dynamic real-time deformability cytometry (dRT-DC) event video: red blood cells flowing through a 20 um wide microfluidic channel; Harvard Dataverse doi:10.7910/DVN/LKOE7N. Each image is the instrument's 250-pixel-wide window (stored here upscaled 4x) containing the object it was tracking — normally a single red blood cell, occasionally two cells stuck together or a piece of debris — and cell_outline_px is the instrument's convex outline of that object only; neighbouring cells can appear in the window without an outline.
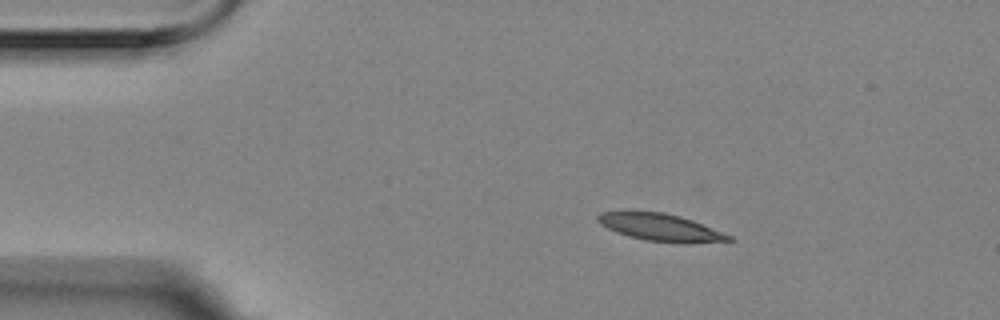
{"species": "Egyptian fruit bat (a non-hibernating species)", "species_latin": "Rousettus aegyptiacus", "temperature_condition": "room temperature", "stored_images_in_passage": 4, "camera_frame_rate_fps": 3000, "um_per_image_px": 0.085, "animal": {"sex": "female"}, "frame": {"image": 1, "passage_image": 1, "time_ms": 0.0, "image_size_px": [1000, 320], "cell_outline_px": [[736, 240], [688, 244], [684, 244], [648, 240], [628, 236], [616, 232], [600, 224], [596, 220], [596, 216], [600, 212], [664, 212], [680, 216], [692, 220], [732, 236]], "centroid_in_image_um": [56.17, 19.34], "position_along_channel_um": 28.8, "area_um2": 20.75}}
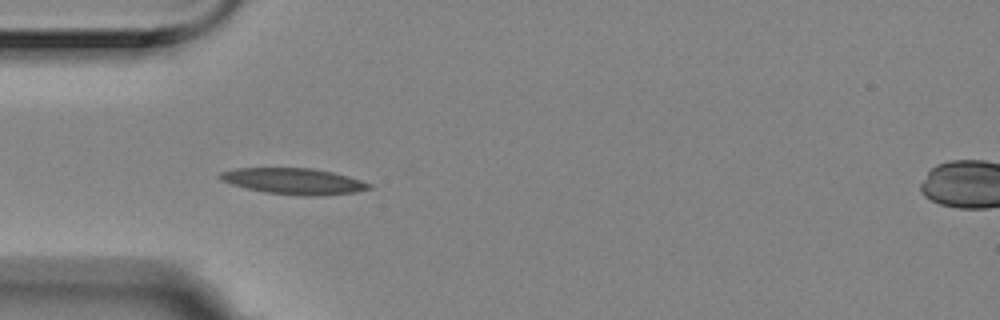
{"frame": {"image": 2, "passage_image": 3, "time_ms": 0.667, "image_size_px": [1000, 320], "cell_outline_px": [[372, 188], [356, 192], [324, 196], [300, 196], [264, 192], [232, 184], [220, 180], [216, 176], [220, 172], [236, 168], [312, 168], [332, 172], [348, 176], [372, 184]], "centroid_in_image_um": [24.98, 15.41], "position_along_channel_um": 60.0, "area_um2": 22.83}}
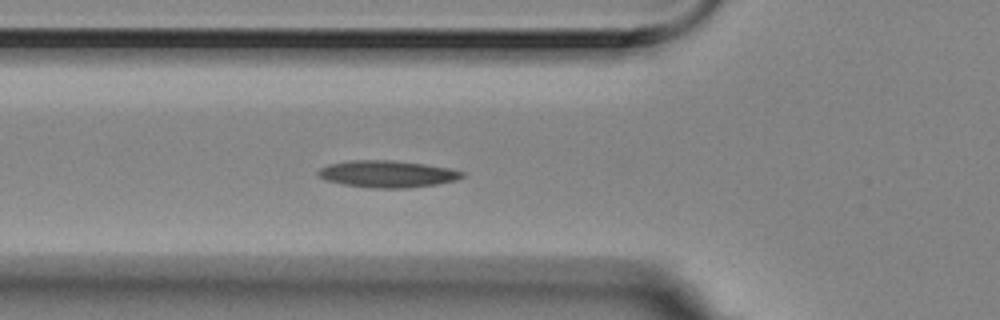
{"frame": {"image": 3, "passage_image": 4, "time_ms": 1.0, "image_size_px": [1000, 320], "cell_outline_px": [[464, 176], [456, 180], [436, 184], [404, 188], [372, 188], [344, 184], [324, 180], [316, 176], [316, 172], [320, 168], [328, 164], [348, 160], [392, 160], [424, 164], [448, 168], [464, 172]], "centroid_in_image_um": [32.85, 14.78], "position_along_channel_um": 92.9, "area_um2": 22.6}}